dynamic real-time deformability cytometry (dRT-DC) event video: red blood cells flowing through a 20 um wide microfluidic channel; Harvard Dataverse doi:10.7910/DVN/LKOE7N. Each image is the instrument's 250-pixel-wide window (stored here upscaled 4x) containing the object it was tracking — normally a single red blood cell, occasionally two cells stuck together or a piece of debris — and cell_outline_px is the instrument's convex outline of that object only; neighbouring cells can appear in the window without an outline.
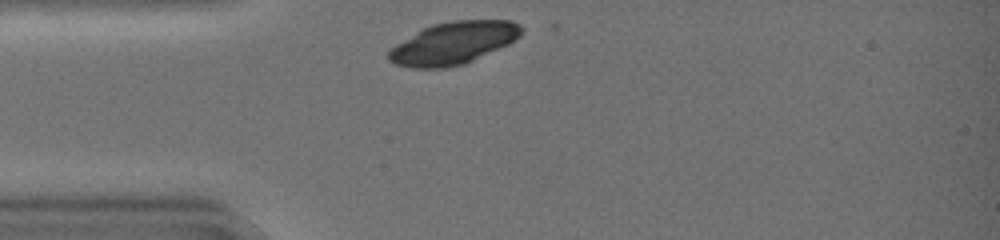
{"species": "common noctule bat (a hibernating species)", "species_latin": "Nyctalus noctula", "temperature_condition": "warm", "stored_images_in_passage": 3, "camera_frame_rate_fps": 3000, "um_per_image_px": 0.085, "animal": {"sex": "female", "body_mass_g": 19.0, "forearm_length_mm": 51.5}, "frame": {"image": 1, "passage_image": 2, "time_ms": 0.333, "image_size_px": [1000, 240], "cell_outline_px": [[524, 32], [520, 36], [508, 44], [464, 64], [444, 68], [412, 68], [396, 64], [388, 60], [388, 52], [396, 44], [416, 32], [432, 24], [452, 20], [512, 20], [520, 24], [524, 28]], "centroid_in_image_um": [38.57, 3.65], "position_along_channel_um": 46.4, "area_um2": 32.71}}